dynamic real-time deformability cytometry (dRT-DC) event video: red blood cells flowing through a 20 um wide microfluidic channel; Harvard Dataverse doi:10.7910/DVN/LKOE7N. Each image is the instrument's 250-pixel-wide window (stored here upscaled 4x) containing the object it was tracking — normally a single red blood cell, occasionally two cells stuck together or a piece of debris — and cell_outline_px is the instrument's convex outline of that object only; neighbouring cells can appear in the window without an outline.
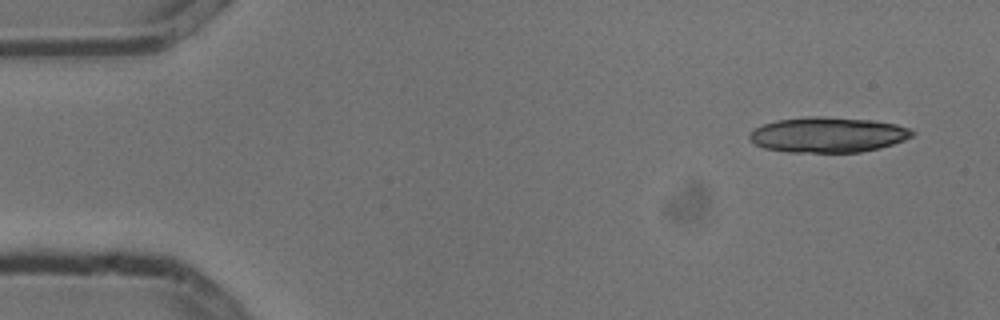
{"species": "common noctule bat (a hibernating species)", "species_latin": "Nyctalus noctula", "temperature_condition": "cold", "stored_images_in_passage": 9, "segment_of_instrument_passage": [1, 2], "camera_frame_rate_fps": 3000, "um_per_image_px": 0.085, "animal": {"sex": "male", "body_mass_g": 13.3}, "frame": {"image": 1, "passage_image": 1, "time_ms": 0.0, "image_size_px": [1000, 320], "cell_outline_px": [[916, 132], [912, 136], [904, 140], [880, 148], [860, 152], [788, 152], [764, 148], [748, 140], [748, 136], [756, 128], [764, 124], [776, 120], [808, 116], [820, 116], [872, 120], [896, 124], [908, 128]], "centroid_in_image_um": [70.37, 11.45], "position_along_channel_um": 14.6, "area_um2": 33.47}}